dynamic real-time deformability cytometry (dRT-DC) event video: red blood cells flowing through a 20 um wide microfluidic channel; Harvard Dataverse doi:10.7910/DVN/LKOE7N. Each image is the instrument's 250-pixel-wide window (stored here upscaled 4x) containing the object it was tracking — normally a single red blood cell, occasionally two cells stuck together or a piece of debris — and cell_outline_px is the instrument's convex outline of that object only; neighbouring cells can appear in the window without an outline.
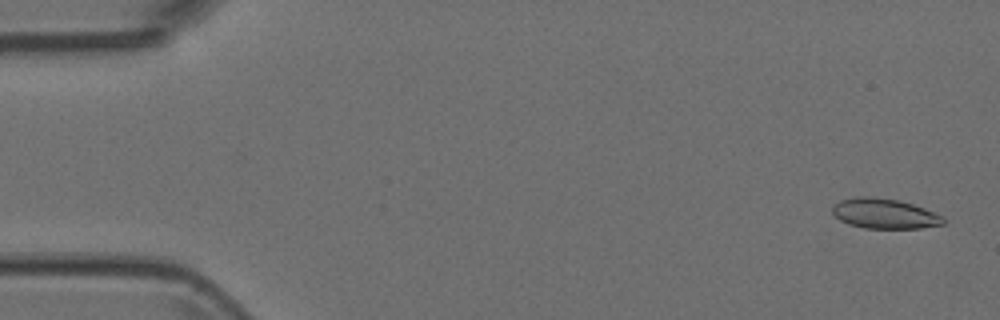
{"species": "Egyptian fruit bat (a non-hibernating species)", "species_latin": "Rousettus aegyptiacus", "temperature_condition": "room temperature", "stored_images_in_passage": 5, "camera_frame_rate_fps": 3000, "um_per_image_px": 0.085, "animal": {"sex": "female"}, "frame": {"image": 1, "passage_image": 1, "time_ms": 0.0, "image_size_px": [1000, 320], "cell_outline_px": [[944, 224], [920, 228], [864, 228], [848, 224], [840, 220], [832, 212], [832, 204], [840, 200], [852, 196], [872, 196], [900, 200], [924, 208], [944, 216]], "centroid_in_image_um": [75.15, 18.14], "position_along_channel_um": 9.9, "area_um2": 19.65}}
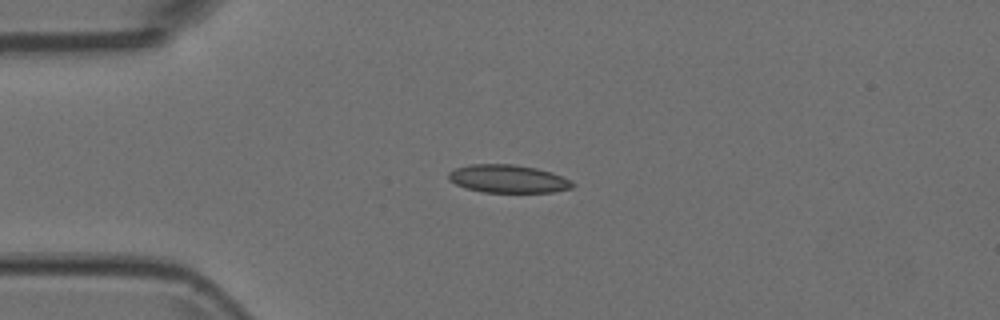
{"frame": {"image": 2, "passage_image": 4, "time_ms": 1.0, "image_size_px": [1000, 320], "cell_outline_px": [[576, 184], [572, 188], [552, 192], [480, 192], [464, 188], [448, 180], [448, 172], [456, 168], [472, 164], [512, 164], [536, 168], [552, 172]], "centroid_in_image_um": [43.14, 15.2], "position_along_channel_um": 41.9, "area_um2": 20.23}}